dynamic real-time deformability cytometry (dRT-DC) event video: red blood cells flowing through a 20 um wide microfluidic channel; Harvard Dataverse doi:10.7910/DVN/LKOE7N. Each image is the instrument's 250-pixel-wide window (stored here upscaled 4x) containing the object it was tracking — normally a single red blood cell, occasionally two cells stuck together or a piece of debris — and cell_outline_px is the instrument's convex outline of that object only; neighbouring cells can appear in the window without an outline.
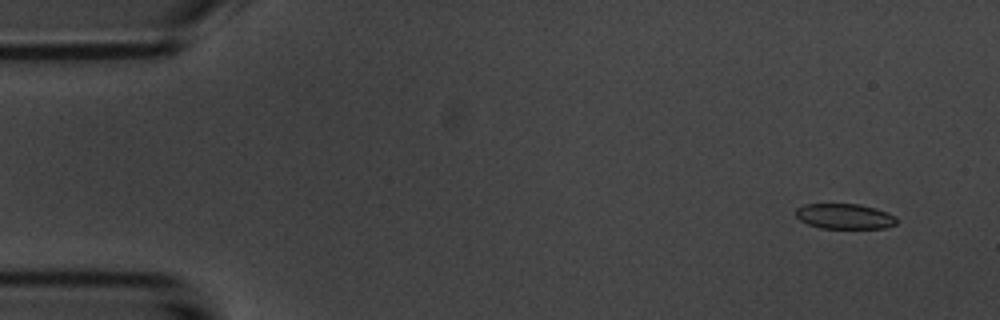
{"species": "common noctule bat (a hibernating species)", "species_latin": "Nyctalus noctula", "temperature_condition": "room temperature", "stored_images_in_passage": 53, "camera_frame_rate_fps": 3000, "um_per_image_px": 0.085, "animal": {"sex": "male", "body_mass_g": 20.1, "forearm_length_mm": 53.5}, "frame": {"image": 1, "passage_image": 3, "time_ms": 0.667, "image_size_px": [1000, 320], "cell_outline_px": [[896, 224], [884, 228], [820, 228], [808, 224], [800, 220], [796, 216], [796, 208], [804, 204], [860, 204], [876, 208], [896, 216]], "centroid_in_image_um": [71.78, 18.38], "position_along_channel_um": 13.2, "area_um2": 14.85}}
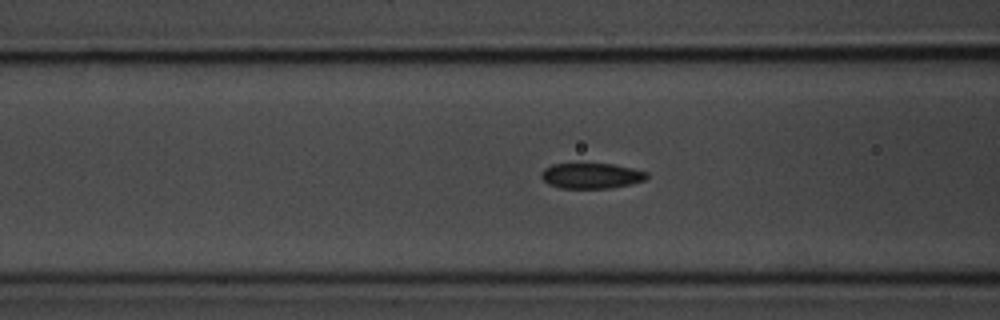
{"frame": {"image": 2, "passage_image": 20, "time_ms": 6.333, "image_size_px": [1000, 320], "cell_outline_px": [[648, 176], [644, 180], [632, 184], [608, 188], [560, 188], [548, 184], [540, 176], [540, 172], [544, 168], [552, 164], [612, 164], [632, 168], [648, 172]], "centroid_in_image_um": [50.25, 14.94], "position_along_channel_um": 116.4, "area_um2": 15.66}}
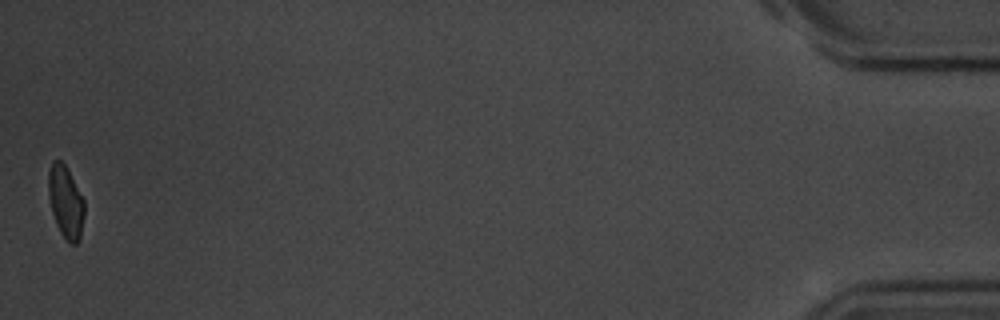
{"frame": {"image": 3, "passage_image": 53, "time_ms": 17.333, "image_size_px": [1000, 320], "cell_outline_px": [[84, 216], [80, 236], [76, 244], [68, 244], [60, 232], [56, 224], [52, 212], [48, 196], [48, 172], [52, 160], [60, 160], [64, 164], [84, 200]], "centroid_in_image_um": [5.56, 17.19], "position_along_channel_um": 429.6, "area_um2": 15.09}, "authors_computed_cell_mechanics": {"area_um2": 16.0106, "velocity_mm_per_s": 3.7059, "shape_relaxation_time_tau1_ms": 4.8741, "shape_relaxation_time_tau2_ms": 2.1817, "deformation_change_tau1": 0.1229, "deformation_change_tau2": 0.0704}}